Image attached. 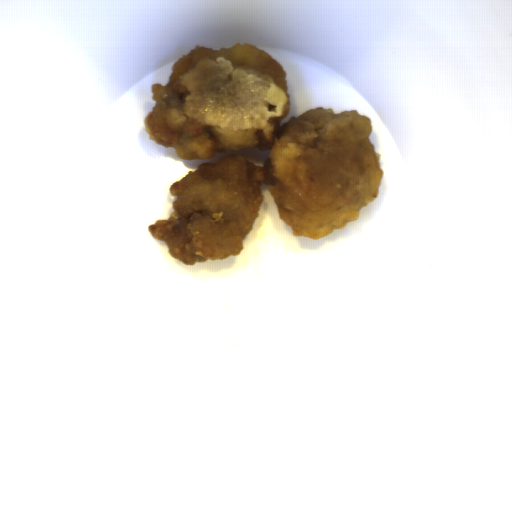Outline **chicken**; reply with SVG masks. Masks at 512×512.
Masks as SVG:
<instances>
[{"mask_svg":"<svg viewBox=\"0 0 512 512\" xmlns=\"http://www.w3.org/2000/svg\"><path fill=\"white\" fill-rule=\"evenodd\" d=\"M168 83L153 82L156 102L144 119L149 141L181 160L258 147L264 165L247 154L204 161L169 187L174 211L148 226L168 253L188 266L243 252L271 185L279 217L295 238L318 240L358 220L379 197L381 154L369 139L372 121L357 109L309 108L288 117L287 72L255 45L212 49L195 45L173 62Z\"/></svg>","mask_w":512,"mask_h":512,"instance_id":"ae283196","label":"chicken"}]
</instances>
